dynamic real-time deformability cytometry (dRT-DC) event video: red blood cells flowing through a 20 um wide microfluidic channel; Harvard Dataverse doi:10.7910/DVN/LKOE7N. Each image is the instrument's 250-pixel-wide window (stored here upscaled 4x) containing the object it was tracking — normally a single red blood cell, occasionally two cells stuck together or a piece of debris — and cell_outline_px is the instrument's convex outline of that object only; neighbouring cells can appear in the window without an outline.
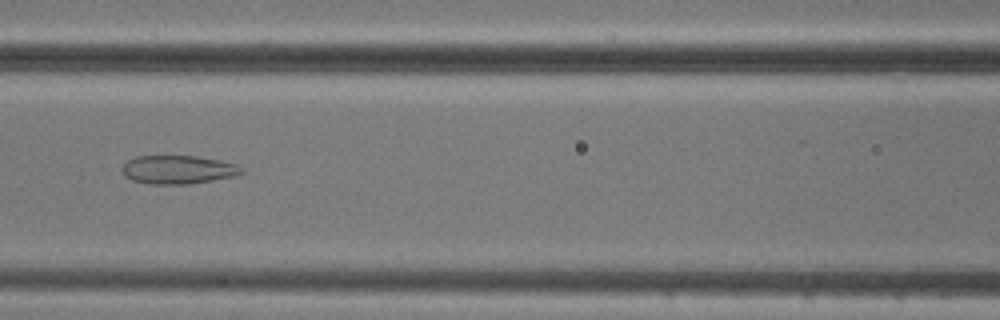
{"species": "common noctule bat (a hibernating species)", "species_latin": "Nyctalus noctula", "temperature_condition": "cold", "stored_images_in_passage": 7, "camera_frame_rate_fps": 3000, "um_per_image_px": 0.085, "animal": {"sex": "male", "body_mass_g": 20.5, "forearm_length_mm": 52.5}, "frame": {"image": 1, "passage_image": 6, "time_ms": 6.0, "image_size_px": [1000, 320], "cell_outline_px": [[244, 172], [236, 176], [188, 184], [152, 184], [132, 180], [124, 176], [124, 164], [128, 160], [136, 156], [196, 156], [220, 160], [236, 164], [244, 168]], "centroid_in_image_um": [15.18, 14.42], "position_along_channel_um": 151.4, "area_um2": 19.77}}